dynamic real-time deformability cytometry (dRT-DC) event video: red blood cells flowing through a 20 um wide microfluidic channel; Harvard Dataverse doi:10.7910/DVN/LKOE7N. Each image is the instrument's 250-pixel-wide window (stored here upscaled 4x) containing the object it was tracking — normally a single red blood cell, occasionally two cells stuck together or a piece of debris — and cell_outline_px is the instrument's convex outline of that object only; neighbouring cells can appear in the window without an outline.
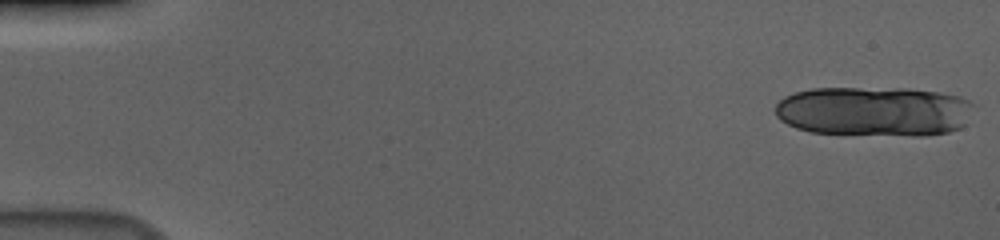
{"species": "human", "species_latin": "Homo sapiens", "temperature_condition": "cold", "stored_images_in_passage": 17, "camera_frame_rate_fps": 3000, "um_per_image_px": 0.085, "donor": {"sex": "male"}, "frame": {"image": 1, "passage_image": 1, "time_ms": 0.0, "image_size_px": [1000, 240], "cell_outline_px": [[976, 104], [964, 124], [960, 128], [948, 132], [924, 136], [912, 136], [812, 132], [796, 128], [780, 120], [776, 116], [776, 104], [784, 96], [796, 92], [812, 88], [908, 88], [940, 92], [960, 96]], "centroid_in_image_um": [74.33, 9.45], "position_along_channel_um": 10.7, "area_um2": 58.09}}